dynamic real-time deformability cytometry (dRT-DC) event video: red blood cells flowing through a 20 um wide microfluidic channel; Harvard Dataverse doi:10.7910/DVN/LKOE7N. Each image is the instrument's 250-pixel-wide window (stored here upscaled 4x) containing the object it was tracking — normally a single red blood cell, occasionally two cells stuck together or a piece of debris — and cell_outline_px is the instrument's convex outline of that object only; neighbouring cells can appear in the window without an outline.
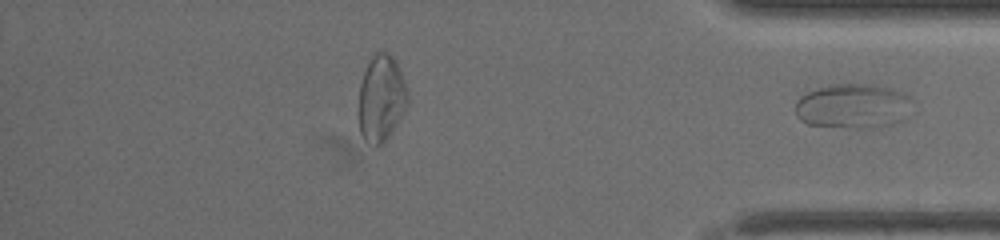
{"species": "common noctule bat (a hibernating species)", "species_latin": "Nyctalus noctula", "temperature_condition": "warm", "stored_images_in_passage": 54, "segment_of_instrument_passage": [2, 2], "camera_frame_rate_fps": 3000, "um_per_image_px": 0.085, "animal": {"sex": "female", "body_mass_g": 19.5, "forearm_length_mm": 54.1}, "frame": {"image": 1, "passage_image": 54, "time_ms": 17.667, "image_size_px": [1000, 240], "cell_outline_px": [[912, 116], [904, 120], [892, 124], [876, 128], [856, 128], [808, 124], [800, 120], [796, 116], [796, 100], [800, 96], [808, 92], [832, 84], [876, 84], [904, 92], [912, 100]], "centroid_in_image_um": [72.59, 9.03], "position_along_channel_um": 362.6, "area_um2": 31.04}}